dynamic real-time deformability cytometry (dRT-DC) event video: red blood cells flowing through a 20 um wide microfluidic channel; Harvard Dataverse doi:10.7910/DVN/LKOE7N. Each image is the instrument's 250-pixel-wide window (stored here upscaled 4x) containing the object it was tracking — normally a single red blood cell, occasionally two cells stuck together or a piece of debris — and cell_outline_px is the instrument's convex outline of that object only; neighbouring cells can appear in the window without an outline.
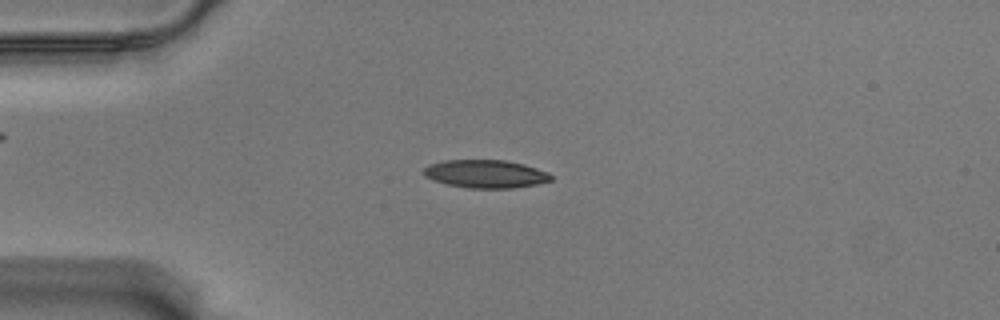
{"species": "Egyptian fruit bat (a non-hibernating species)", "species_latin": "Rousettus aegyptiacus", "temperature_condition": "warm", "stored_images_in_passage": 55, "camera_frame_rate_fps": 3000, "um_per_image_px": 0.085, "animal": {"sex": "male"}, "frame": {"image": 1, "passage_image": 13, "time_ms": 4.0, "image_size_px": [1000, 320], "cell_outline_px": [[552, 180], [536, 184], [512, 188], [468, 188], [448, 184], [432, 180], [424, 176], [424, 168], [428, 164], [444, 160], [504, 160], [524, 164], [548, 172], [552, 176]], "centroid_in_image_um": [41.26, 14.78], "position_along_channel_um": 43.7, "area_um2": 20.81}}
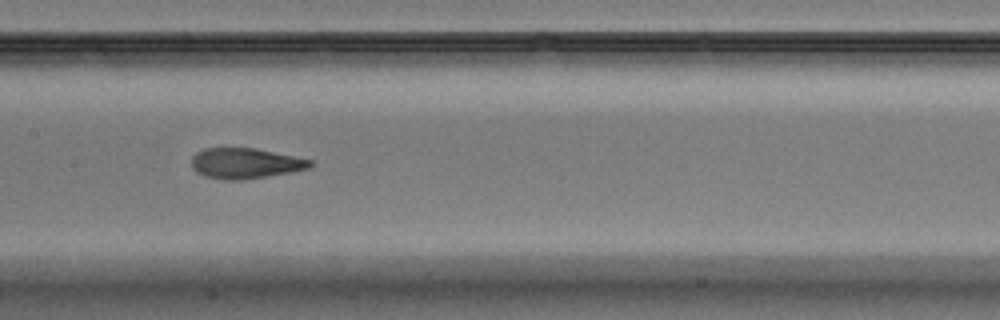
{"frame": {"image": 2, "passage_image": 27, "time_ms": 8.667, "image_size_px": [1000, 320], "cell_outline_px": [[316, 164], [312, 168], [244, 180], [228, 180], [204, 176], [196, 172], [192, 168], [192, 156], [196, 152], [204, 148], [256, 148], [312, 160]], "centroid_in_image_um": [20.87, 13.88], "position_along_channel_um": 186.5, "area_um2": 21.21}}
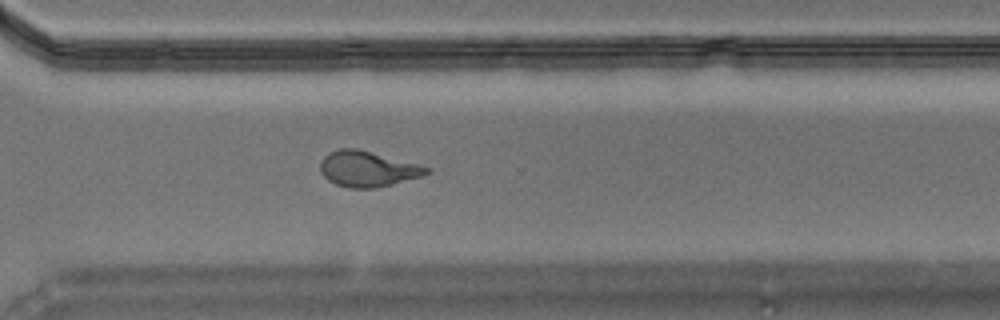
{"frame": {"image": 3, "passage_image": 40, "time_ms": 13.0, "image_size_px": [1000, 320], "cell_outline_px": [[432, 172], [424, 176], [376, 188], [348, 188], [336, 184], [328, 180], [320, 172], [320, 164], [324, 156], [328, 152], [340, 148], [356, 148], [420, 164], [432, 168]], "centroid_in_image_um": [31.28, 14.36], "position_along_channel_um": 339.3, "area_um2": 22.31}, "authors_computed_cell_mechanics": {"area_um2": 21.2704, "velocity_mm_per_s": 3.5443, "shape_relaxation_time_tau1_ms": 10.1508, "shape_relaxation_time_tau2_ms": 1.6755, "deformation_change_tau1": 0.2898, "deformation_change_tau2": 0.0892}}